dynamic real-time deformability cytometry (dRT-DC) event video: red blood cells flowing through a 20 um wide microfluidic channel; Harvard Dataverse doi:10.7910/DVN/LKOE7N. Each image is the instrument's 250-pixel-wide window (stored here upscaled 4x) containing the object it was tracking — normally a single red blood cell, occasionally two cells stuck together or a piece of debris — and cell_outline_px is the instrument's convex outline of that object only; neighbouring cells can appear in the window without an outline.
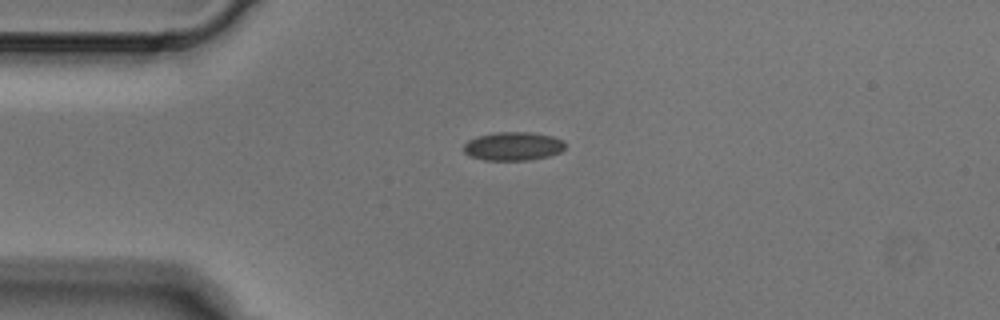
{"species": "Egyptian fruit bat (a non-hibernating species)", "species_latin": "Rousettus aegyptiacus", "temperature_condition": "cold", "stored_images_in_passage": 3, "camera_frame_rate_fps": 3000, "um_per_image_px": 0.085, "animal": {"sex": "male"}, "frame": {"image": 1, "passage_image": 1, "time_ms": 0.0, "image_size_px": [1000, 320], "cell_outline_px": [[564, 148], [560, 152], [548, 156], [528, 160], [484, 160], [468, 156], [464, 152], [464, 144], [468, 140], [480, 136], [496, 132], [532, 132], [552, 136], [564, 140]], "centroid_in_image_um": [43.61, 12.43], "position_along_channel_um": 41.4, "area_um2": 16.88}}
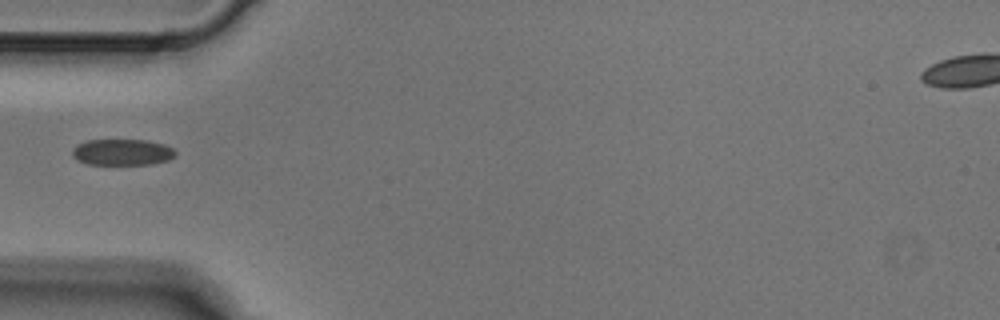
{"frame": {"image": 2, "passage_image": 2, "time_ms": 0.333, "image_size_px": [1000, 320], "cell_outline_px": [[176, 156], [168, 160], [152, 164], [88, 164], [76, 160], [72, 156], [72, 148], [76, 144], [88, 140], [148, 140], [164, 144], [172, 148], [176, 152]], "centroid_in_image_um": [10.37, 12.93], "position_along_channel_um": 74.6, "area_um2": 15.9}}
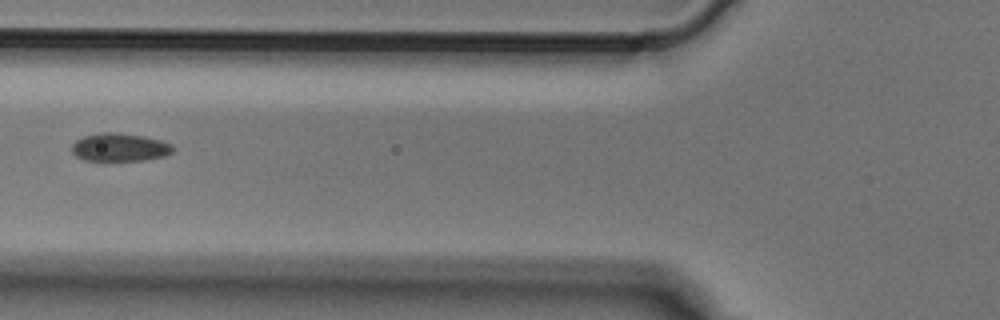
{"frame": {"image": 3, "passage_image": 3, "time_ms": 0.667, "image_size_px": [1000, 320], "cell_outline_px": [[172, 152], [168, 156], [144, 160], [104, 164], [84, 160], [76, 156], [72, 152], [72, 144], [76, 140], [84, 136], [100, 132], [112, 132], [144, 136], [160, 140], [172, 144]], "centroid_in_image_um": [10.14, 12.58], "position_along_channel_um": 115.7, "area_um2": 17.4}}